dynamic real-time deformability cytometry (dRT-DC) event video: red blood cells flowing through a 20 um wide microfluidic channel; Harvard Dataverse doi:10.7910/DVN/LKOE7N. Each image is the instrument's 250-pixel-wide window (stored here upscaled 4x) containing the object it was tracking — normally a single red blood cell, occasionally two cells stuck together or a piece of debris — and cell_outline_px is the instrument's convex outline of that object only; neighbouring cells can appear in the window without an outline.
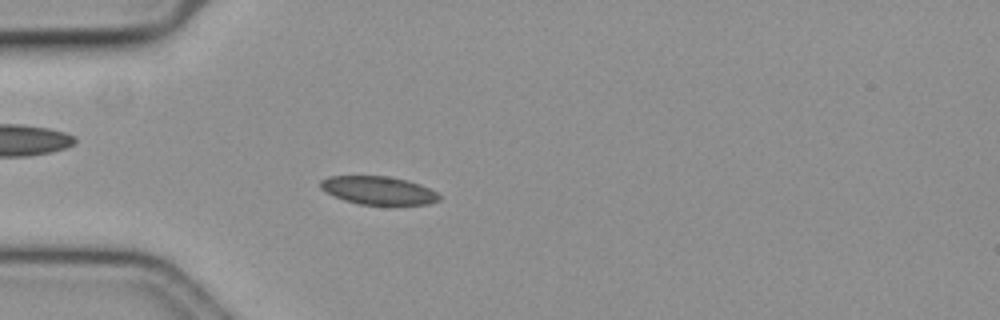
{"species": "common noctule bat (a hibernating species)", "species_latin": "Nyctalus noctula", "temperature_condition": "cold", "stored_images_in_passage": 59, "camera_frame_rate_fps": 3000, "um_per_image_px": 0.085, "animal": {"sex": "female", "body_mass_g": 19.3, "forearm_length_mm": 54.1}, "frame": {"image": 1, "passage_image": 18, "time_ms": 5.667, "image_size_px": [1000, 320], "cell_outline_px": [[440, 200], [428, 204], [360, 204], [344, 200], [324, 192], [320, 188], [320, 180], [328, 176], [388, 176], [408, 180], [420, 184], [436, 192], [440, 196]], "centroid_in_image_um": [32.13, 16.17], "position_along_channel_um": 52.9, "area_um2": 19.48}}
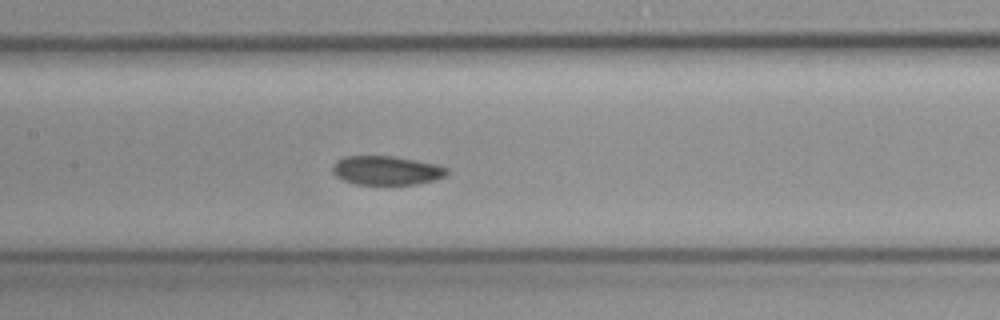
{"frame": {"image": 2, "passage_image": 29, "time_ms": 9.333, "image_size_px": [1000, 320], "cell_outline_px": [[448, 176], [416, 184], [356, 184], [344, 180], [336, 176], [332, 172], [332, 168], [336, 160], [344, 156], [392, 156], [416, 160], [436, 164], [448, 168]], "centroid_in_image_um": [32.85, 14.48], "position_along_channel_um": 174.5, "area_um2": 19.31}}
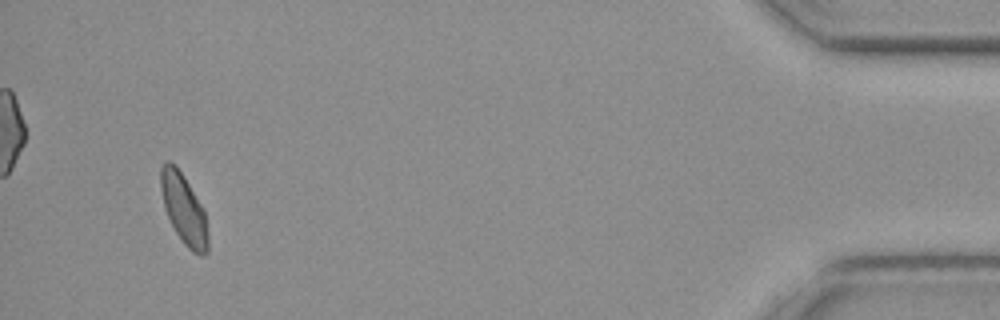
{"frame": {"image": 3, "passage_image": 56, "time_ms": 18.333, "image_size_px": [1000, 320], "cell_outline_px": [[208, 252], [204, 256], [200, 256], [192, 252], [184, 244], [176, 232], [164, 208], [160, 188], [160, 168], [168, 160], [184, 176], [204, 208], [208, 236]], "centroid_in_image_um": [15.64, 17.81], "position_along_channel_um": 419.6, "area_um2": 19.25}}